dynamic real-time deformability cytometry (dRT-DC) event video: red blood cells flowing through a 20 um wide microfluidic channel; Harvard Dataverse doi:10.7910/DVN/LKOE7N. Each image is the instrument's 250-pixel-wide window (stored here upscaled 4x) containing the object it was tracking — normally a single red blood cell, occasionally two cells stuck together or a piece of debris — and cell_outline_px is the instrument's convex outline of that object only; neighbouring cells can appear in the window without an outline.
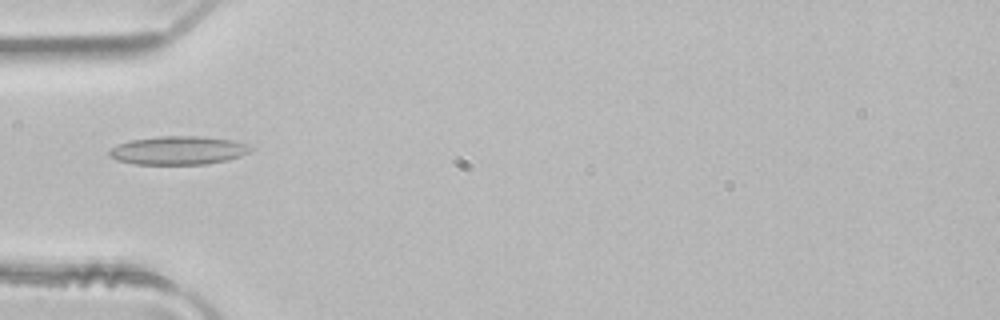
{"species": "common noctule bat (a hibernating species)", "species_latin": "Nyctalus noctula", "temperature_condition": "room temperature", "stored_images_in_passage": 4, "camera_frame_rate_fps": 3000, "um_per_image_px": 0.085, "animal": {"sex": "male", "body_mass_g": 21.5, "forearm_length_mm": 52.0}, "frame": {"image": 1, "passage_image": 4, "time_ms": 1.0, "image_size_px": [1000, 320], "cell_outline_px": [[252, 148], [248, 152], [240, 156], [228, 160], [204, 164], [132, 164], [116, 160], [108, 156], [108, 152], [112, 148], [120, 144], [132, 140], [160, 136], [196, 136], [232, 140], [244, 144]], "centroid_in_image_um": [15.11, 12.79], "position_along_channel_um": 69.9, "area_um2": 23.18}}